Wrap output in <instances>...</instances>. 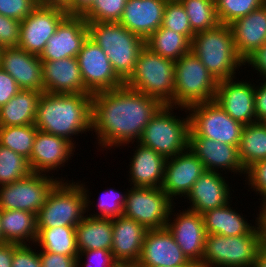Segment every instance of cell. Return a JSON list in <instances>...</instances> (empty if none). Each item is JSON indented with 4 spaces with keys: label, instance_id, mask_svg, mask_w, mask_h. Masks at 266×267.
<instances>
[{
    "label": "cell",
    "instance_id": "obj_60",
    "mask_svg": "<svg viewBox=\"0 0 266 267\" xmlns=\"http://www.w3.org/2000/svg\"><path fill=\"white\" fill-rule=\"evenodd\" d=\"M261 123L266 127V117L261 121Z\"/></svg>",
    "mask_w": 266,
    "mask_h": 267
},
{
    "label": "cell",
    "instance_id": "obj_28",
    "mask_svg": "<svg viewBox=\"0 0 266 267\" xmlns=\"http://www.w3.org/2000/svg\"><path fill=\"white\" fill-rule=\"evenodd\" d=\"M148 229L124 215L113 219V244L111 252L114 260L138 262Z\"/></svg>",
    "mask_w": 266,
    "mask_h": 267
},
{
    "label": "cell",
    "instance_id": "obj_1",
    "mask_svg": "<svg viewBox=\"0 0 266 267\" xmlns=\"http://www.w3.org/2000/svg\"><path fill=\"white\" fill-rule=\"evenodd\" d=\"M161 106L157 99L126 85L93 93L91 132H95L96 145L102 151L134 145Z\"/></svg>",
    "mask_w": 266,
    "mask_h": 267
},
{
    "label": "cell",
    "instance_id": "obj_53",
    "mask_svg": "<svg viewBox=\"0 0 266 267\" xmlns=\"http://www.w3.org/2000/svg\"><path fill=\"white\" fill-rule=\"evenodd\" d=\"M96 0H71L70 15L83 16Z\"/></svg>",
    "mask_w": 266,
    "mask_h": 267
},
{
    "label": "cell",
    "instance_id": "obj_12",
    "mask_svg": "<svg viewBox=\"0 0 266 267\" xmlns=\"http://www.w3.org/2000/svg\"><path fill=\"white\" fill-rule=\"evenodd\" d=\"M129 189L123 215L142 224L147 229L165 228L170 210L176 203L161 187L132 186Z\"/></svg>",
    "mask_w": 266,
    "mask_h": 267
},
{
    "label": "cell",
    "instance_id": "obj_51",
    "mask_svg": "<svg viewBox=\"0 0 266 267\" xmlns=\"http://www.w3.org/2000/svg\"><path fill=\"white\" fill-rule=\"evenodd\" d=\"M262 81L255 84L256 120L260 122L266 117V80Z\"/></svg>",
    "mask_w": 266,
    "mask_h": 267
},
{
    "label": "cell",
    "instance_id": "obj_39",
    "mask_svg": "<svg viewBox=\"0 0 266 267\" xmlns=\"http://www.w3.org/2000/svg\"><path fill=\"white\" fill-rule=\"evenodd\" d=\"M30 173L27 159L0 145V185L19 181Z\"/></svg>",
    "mask_w": 266,
    "mask_h": 267
},
{
    "label": "cell",
    "instance_id": "obj_43",
    "mask_svg": "<svg viewBox=\"0 0 266 267\" xmlns=\"http://www.w3.org/2000/svg\"><path fill=\"white\" fill-rule=\"evenodd\" d=\"M246 180H244L246 185L256 192V194L261 197L258 200H262L260 206L266 205V159L256 162L246 170ZM258 192V193H257Z\"/></svg>",
    "mask_w": 266,
    "mask_h": 267
},
{
    "label": "cell",
    "instance_id": "obj_32",
    "mask_svg": "<svg viewBox=\"0 0 266 267\" xmlns=\"http://www.w3.org/2000/svg\"><path fill=\"white\" fill-rule=\"evenodd\" d=\"M43 92L20 90L0 108V126L34 124L38 100Z\"/></svg>",
    "mask_w": 266,
    "mask_h": 267
},
{
    "label": "cell",
    "instance_id": "obj_25",
    "mask_svg": "<svg viewBox=\"0 0 266 267\" xmlns=\"http://www.w3.org/2000/svg\"><path fill=\"white\" fill-rule=\"evenodd\" d=\"M167 0H127L119 23L146 40L160 26Z\"/></svg>",
    "mask_w": 266,
    "mask_h": 267
},
{
    "label": "cell",
    "instance_id": "obj_2",
    "mask_svg": "<svg viewBox=\"0 0 266 267\" xmlns=\"http://www.w3.org/2000/svg\"><path fill=\"white\" fill-rule=\"evenodd\" d=\"M34 125L39 131L61 136L75 145V136L92 131V94L43 92L37 103Z\"/></svg>",
    "mask_w": 266,
    "mask_h": 267
},
{
    "label": "cell",
    "instance_id": "obj_9",
    "mask_svg": "<svg viewBox=\"0 0 266 267\" xmlns=\"http://www.w3.org/2000/svg\"><path fill=\"white\" fill-rule=\"evenodd\" d=\"M174 75V99L170 106L188 108L215 100L218 82L192 51L175 61Z\"/></svg>",
    "mask_w": 266,
    "mask_h": 267
},
{
    "label": "cell",
    "instance_id": "obj_45",
    "mask_svg": "<svg viewBox=\"0 0 266 267\" xmlns=\"http://www.w3.org/2000/svg\"><path fill=\"white\" fill-rule=\"evenodd\" d=\"M35 248H37L35 243L14 244L12 267H42L39 250Z\"/></svg>",
    "mask_w": 266,
    "mask_h": 267
},
{
    "label": "cell",
    "instance_id": "obj_10",
    "mask_svg": "<svg viewBox=\"0 0 266 267\" xmlns=\"http://www.w3.org/2000/svg\"><path fill=\"white\" fill-rule=\"evenodd\" d=\"M190 116L189 137H204L239 146L244 125L232 119L215 101L184 107Z\"/></svg>",
    "mask_w": 266,
    "mask_h": 267
},
{
    "label": "cell",
    "instance_id": "obj_52",
    "mask_svg": "<svg viewBox=\"0 0 266 267\" xmlns=\"http://www.w3.org/2000/svg\"><path fill=\"white\" fill-rule=\"evenodd\" d=\"M14 243L0 244V267H12Z\"/></svg>",
    "mask_w": 266,
    "mask_h": 267
},
{
    "label": "cell",
    "instance_id": "obj_44",
    "mask_svg": "<svg viewBox=\"0 0 266 267\" xmlns=\"http://www.w3.org/2000/svg\"><path fill=\"white\" fill-rule=\"evenodd\" d=\"M38 5V0H0V14L22 21Z\"/></svg>",
    "mask_w": 266,
    "mask_h": 267
},
{
    "label": "cell",
    "instance_id": "obj_23",
    "mask_svg": "<svg viewBox=\"0 0 266 267\" xmlns=\"http://www.w3.org/2000/svg\"><path fill=\"white\" fill-rule=\"evenodd\" d=\"M223 175L220 172L205 170L185 198L189 200L187 203H190L187 209L203 214L210 209L228 204L232 198V187L226 180L228 176Z\"/></svg>",
    "mask_w": 266,
    "mask_h": 267
},
{
    "label": "cell",
    "instance_id": "obj_26",
    "mask_svg": "<svg viewBox=\"0 0 266 267\" xmlns=\"http://www.w3.org/2000/svg\"><path fill=\"white\" fill-rule=\"evenodd\" d=\"M238 56L244 61L266 44V3L230 24Z\"/></svg>",
    "mask_w": 266,
    "mask_h": 267
},
{
    "label": "cell",
    "instance_id": "obj_29",
    "mask_svg": "<svg viewBox=\"0 0 266 267\" xmlns=\"http://www.w3.org/2000/svg\"><path fill=\"white\" fill-rule=\"evenodd\" d=\"M232 200L228 204L210 209L202 214L206 234L238 236L250 234L259 225V212L255 217V225L248 223L240 210L232 208ZM257 222V223H256Z\"/></svg>",
    "mask_w": 266,
    "mask_h": 267
},
{
    "label": "cell",
    "instance_id": "obj_11",
    "mask_svg": "<svg viewBox=\"0 0 266 267\" xmlns=\"http://www.w3.org/2000/svg\"><path fill=\"white\" fill-rule=\"evenodd\" d=\"M53 177L32 172L19 181L0 185V210H23L37 215L52 188L59 181H66Z\"/></svg>",
    "mask_w": 266,
    "mask_h": 267
},
{
    "label": "cell",
    "instance_id": "obj_40",
    "mask_svg": "<svg viewBox=\"0 0 266 267\" xmlns=\"http://www.w3.org/2000/svg\"><path fill=\"white\" fill-rule=\"evenodd\" d=\"M215 3L220 24L230 25L236 19L260 8L266 0H215Z\"/></svg>",
    "mask_w": 266,
    "mask_h": 267
},
{
    "label": "cell",
    "instance_id": "obj_37",
    "mask_svg": "<svg viewBox=\"0 0 266 267\" xmlns=\"http://www.w3.org/2000/svg\"><path fill=\"white\" fill-rule=\"evenodd\" d=\"M37 131L34 124L0 126V145L29 160Z\"/></svg>",
    "mask_w": 266,
    "mask_h": 267
},
{
    "label": "cell",
    "instance_id": "obj_49",
    "mask_svg": "<svg viewBox=\"0 0 266 267\" xmlns=\"http://www.w3.org/2000/svg\"><path fill=\"white\" fill-rule=\"evenodd\" d=\"M20 90L15 80L6 71L0 68V108Z\"/></svg>",
    "mask_w": 266,
    "mask_h": 267
},
{
    "label": "cell",
    "instance_id": "obj_35",
    "mask_svg": "<svg viewBox=\"0 0 266 267\" xmlns=\"http://www.w3.org/2000/svg\"><path fill=\"white\" fill-rule=\"evenodd\" d=\"M36 246L47 252L78 256L75 227L57 226L52 228L37 229Z\"/></svg>",
    "mask_w": 266,
    "mask_h": 267
},
{
    "label": "cell",
    "instance_id": "obj_54",
    "mask_svg": "<svg viewBox=\"0 0 266 267\" xmlns=\"http://www.w3.org/2000/svg\"><path fill=\"white\" fill-rule=\"evenodd\" d=\"M40 5L55 6L63 8L70 15V2L71 0H38Z\"/></svg>",
    "mask_w": 266,
    "mask_h": 267
},
{
    "label": "cell",
    "instance_id": "obj_58",
    "mask_svg": "<svg viewBox=\"0 0 266 267\" xmlns=\"http://www.w3.org/2000/svg\"><path fill=\"white\" fill-rule=\"evenodd\" d=\"M4 243L3 239V232H2V226H1V210H0V244Z\"/></svg>",
    "mask_w": 266,
    "mask_h": 267
},
{
    "label": "cell",
    "instance_id": "obj_6",
    "mask_svg": "<svg viewBox=\"0 0 266 267\" xmlns=\"http://www.w3.org/2000/svg\"><path fill=\"white\" fill-rule=\"evenodd\" d=\"M262 246L260 224L246 235L207 234L203 257L197 267H253Z\"/></svg>",
    "mask_w": 266,
    "mask_h": 267
},
{
    "label": "cell",
    "instance_id": "obj_36",
    "mask_svg": "<svg viewBox=\"0 0 266 267\" xmlns=\"http://www.w3.org/2000/svg\"><path fill=\"white\" fill-rule=\"evenodd\" d=\"M82 188L84 189L85 195H86V215L89 217H96V218H105V219H114L118 216L123 215L124 205L126 203V197H127V191L120 192L119 190H116L115 188H109L107 187V190L103 191L100 195V198L98 197L97 201V210L93 214H88L90 210V206L93 205V201L90 200L89 196L91 197V192L88 190V186L85 185V182L81 183V181H78ZM92 202V203H91ZM92 204V205H91Z\"/></svg>",
    "mask_w": 266,
    "mask_h": 267
},
{
    "label": "cell",
    "instance_id": "obj_47",
    "mask_svg": "<svg viewBox=\"0 0 266 267\" xmlns=\"http://www.w3.org/2000/svg\"><path fill=\"white\" fill-rule=\"evenodd\" d=\"M21 21L0 14V48L17 47Z\"/></svg>",
    "mask_w": 266,
    "mask_h": 267
},
{
    "label": "cell",
    "instance_id": "obj_24",
    "mask_svg": "<svg viewBox=\"0 0 266 267\" xmlns=\"http://www.w3.org/2000/svg\"><path fill=\"white\" fill-rule=\"evenodd\" d=\"M44 92L52 94H91L84 86L77 57L42 61Z\"/></svg>",
    "mask_w": 266,
    "mask_h": 267
},
{
    "label": "cell",
    "instance_id": "obj_13",
    "mask_svg": "<svg viewBox=\"0 0 266 267\" xmlns=\"http://www.w3.org/2000/svg\"><path fill=\"white\" fill-rule=\"evenodd\" d=\"M77 60L84 86L91 94L125 85L114 71L107 55L89 37L77 54Z\"/></svg>",
    "mask_w": 266,
    "mask_h": 267
},
{
    "label": "cell",
    "instance_id": "obj_33",
    "mask_svg": "<svg viewBox=\"0 0 266 267\" xmlns=\"http://www.w3.org/2000/svg\"><path fill=\"white\" fill-rule=\"evenodd\" d=\"M238 154L245 170L266 159V127L260 121L244 126Z\"/></svg>",
    "mask_w": 266,
    "mask_h": 267
},
{
    "label": "cell",
    "instance_id": "obj_17",
    "mask_svg": "<svg viewBox=\"0 0 266 267\" xmlns=\"http://www.w3.org/2000/svg\"><path fill=\"white\" fill-rule=\"evenodd\" d=\"M205 170L202 162L188 148L173 157L166 158L161 189L173 202L179 197L185 199Z\"/></svg>",
    "mask_w": 266,
    "mask_h": 267
},
{
    "label": "cell",
    "instance_id": "obj_3",
    "mask_svg": "<svg viewBox=\"0 0 266 267\" xmlns=\"http://www.w3.org/2000/svg\"><path fill=\"white\" fill-rule=\"evenodd\" d=\"M192 51L217 82L235 78L244 61L238 56L230 25L197 32L191 40ZM241 67V68H240Z\"/></svg>",
    "mask_w": 266,
    "mask_h": 267
},
{
    "label": "cell",
    "instance_id": "obj_42",
    "mask_svg": "<svg viewBox=\"0 0 266 267\" xmlns=\"http://www.w3.org/2000/svg\"><path fill=\"white\" fill-rule=\"evenodd\" d=\"M127 0H96L83 15L87 22H119Z\"/></svg>",
    "mask_w": 266,
    "mask_h": 267
},
{
    "label": "cell",
    "instance_id": "obj_30",
    "mask_svg": "<svg viewBox=\"0 0 266 267\" xmlns=\"http://www.w3.org/2000/svg\"><path fill=\"white\" fill-rule=\"evenodd\" d=\"M79 252L104 249L111 251L113 244V219L85 216L75 227Z\"/></svg>",
    "mask_w": 266,
    "mask_h": 267
},
{
    "label": "cell",
    "instance_id": "obj_41",
    "mask_svg": "<svg viewBox=\"0 0 266 267\" xmlns=\"http://www.w3.org/2000/svg\"><path fill=\"white\" fill-rule=\"evenodd\" d=\"M162 27L184 35L190 42L195 33L187 16L185 7L178 1H167L163 15Z\"/></svg>",
    "mask_w": 266,
    "mask_h": 267
},
{
    "label": "cell",
    "instance_id": "obj_20",
    "mask_svg": "<svg viewBox=\"0 0 266 267\" xmlns=\"http://www.w3.org/2000/svg\"><path fill=\"white\" fill-rule=\"evenodd\" d=\"M138 264L140 267L196 265L182 252L166 227L148 229Z\"/></svg>",
    "mask_w": 266,
    "mask_h": 267
},
{
    "label": "cell",
    "instance_id": "obj_59",
    "mask_svg": "<svg viewBox=\"0 0 266 267\" xmlns=\"http://www.w3.org/2000/svg\"><path fill=\"white\" fill-rule=\"evenodd\" d=\"M159 267H164V266H159ZM171 267H197V265H179V266H171Z\"/></svg>",
    "mask_w": 266,
    "mask_h": 267
},
{
    "label": "cell",
    "instance_id": "obj_57",
    "mask_svg": "<svg viewBox=\"0 0 266 267\" xmlns=\"http://www.w3.org/2000/svg\"><path fill=\"white\" fill-rule=\"evenodd\" d=\"M111 267H140L136 261L115 260Z\"/></svg>",
    "mask_w": 266,
    "mask_h": 267
},
{
    "label": "cell",
    "instance_id": "obj_18",
    "mask_svg": "<svg viewBox=\"0 0 266 267\" xmlns=\"http://www.w3.org/2000/svg\"><path fill=\"white\" fill-rule=\"evenodd\" d=\"M76 146L66 138L38 130L28 160L31 171L48 175L50 173L51 176L53 170L58 172L60 168L65 167L68 160H71L75 155Z\"/></svg>",
    "mask_w": 266,
    "mask_h": 267
},
{
    "label": "cell",
    "instance_id": "obj_46",
    "mask_svg": "<svg viewBox=\"0 0 266 267\" xmlns=\"http://www.w3.org/2000/svg\"><path fill=\"white\" fill-rule=\"evenodd\" d=\"M82 256H84L83 261L81 260L83 259ZM114 261L115 260L113 258L112 252L109 250H104V249L85 250V251L79 252L78 254L77 267H83V266L84 267H111Z\"/></svg>",
    "mask_w": 266,
    "mask_h": 267
},
{
    "label": "cell",
    "instance_id": "obj_8",
    "mask_svg": "<svg viewBox=\"0 0 266 267\" xmlns=\"http://www.w3.org/2000/svg\"><path fill=\"white\" fill-rule=\"evenodd\" d=\"M59 181L36 215L37 229L76 227L85 217L86 195L78 181ZM72 181V182H71Z\"/></svg>",
    "mask_w": 266,
    "mask_h": 267
},
{
    "label": "cell",
    "instance_id": "obj_55",
    "mask_svg": "<svg viewBox=\"0 0 266 267\" xmlns=\"http://www.w3.org/2000/svg\"><path fill=\"white\" fill-rule=\"evenodd\" d=\"M259 209V224L262 230V242L263 246L266 247V205L261 206Z\"/></svg>",
    "mask_w": 266,
    "mask_h": 267
},
{
    "label": "cell",
    "instance_id": "obj_16",
    "mask_svg": "<svg viewBox=\"0 0 266 267\" xmlns=\"http://www.w3.org/2000/svg\"><path fill=\"white\" fill-rule=\"evenodd\" d=\"M235 79V80H234ZM231 78L217 84L215 102L235 121L245 125L257 122L255 84ZM243 80V81H242Z\"/></svg>",
    "mask_w": 266,
    "mask_h": 267
},
{
    "label": "cell",
    "instance_id": "obj_27",
    "mask_svg": "<svg viewBox=\"0 0 266 267\" xmlns=\"http://www.w3.org/2000/svg\"><path fill=\"white\" fill-rule=\"evenodd\" d=\"M128 170L130 186L161 187L164 179L166 158L151 148L135 142Z\"/></svg>",
    "mask_w": 266,
    "mask_h": 267
},
{
    "label": "cell",
    "instance_id": "obj_19",
    "mask_svg": "<svg viewBox=\"0 0 266 267\" xmlns=\"http://www.w3.org/2000/svg\"><path fill=\"white\" fill-rule=\"evenodd\" d=\"M87 38L88 26L85 18L68 15L50 37L39 58L41 61H54L77 57Z\"/></svg>",
    "mask_w": 266,
    "mask_h": 267
},
{
    "label": "cell",
    "instance_id": "obj_15",
    "mask_svg": "<svg viewBox=\"0 0 266 267\" xmlns=\"http://www.w3.org/2000/svg\"><path fill=\"white\" fill-rule=\"evenodd\" d=\"M175 206L170 210L166 228L187 258L198 265L203 257L207 235L202 214L190 209L175 212Z\"/></svg>",
    "mask_w": 266,
    "mask_h": 267
},
{
    "label": "cell",
    "instance_id": "obj_38",
    "mask_svg": "<svg viewBox=\"0 0 266 267\" xmlns=\"http://www.w3.org/2000/svg\"><path fill=\"white\" fill-rule=\"evenodd\" d=\"M185 7L192 31L216 28L220 22L216 13L215 0H179Z\"/></svg>",
    "mask_w": 266,
    "mask_h": 267
},
{
    "label": "cell",
    "instance_id": "obj_21",
    "mask_svg": "<svg viewBox=\"0 0 266 267\" xmlns=\"http://www.w3.org/2000/svg\"><path fill=\"white\" fill-rule=\"evenodd\" d=\"M0 68L15 80L21 90L44 92L39 55L28 53L20 47L0 48Z\"/></svg>",
    "mask_w": 266,
    "mask_h": 267
},
{
    "label": "cell",
    "instance_id": "obj_31",
    "mask_svg": "<svg viewBox=\"0 0 266 267\" xmlns=\"http://www.w3.org/2000/svg\"><path fill=\"white\" fill-rule=\"evenodd\" d=\"M4 243L34 244L36 242V215L23 210H1ZM28 242V243H27Z\"/></svg>",
    "mask_w": 266,
    "mask_h": 267
},
{
    "label": "cell",
    "instance_id": "obj_5",
    "mask_svg": "<svg viewBox=\"0 0 266 267\" xmlns=\"http://www.w3.org/2000/svg\"><path fill=\"white\" fill-rule=\"evenodd\" d=\"M184 107L162 105L145 126L141 145L170 158L189 148L190 116H176L173 110ZM181 118V119H180Z\"/></svg>",
    "mask_w": 266,
    "mask_h": 267
},
{
    "label": "cell",
    "instance_id": "obj_7",
    "mask_svg": "<svg viewBox=\"0 0 266 267\" xmlns=\"http://www.w3.org/2000/svg\"><path fill=\"white\" fill-rule=\"evenodd\" d=\"M174 66L175 61L164 58L144 46L139 53L135 71L125 85L157 99L162 105H169L174 99Z\"/></svg>",
    "mask_w": 266,
    "mask_h": 267
},
{
    "label": "cell",
    "instance_id": "obj_50",
    "mask_svg": "<svg viewBox=\"0 0 266 267\" xmlns=\"http://www.w3.org/2000/svg\"><path fill=\"white\" fill-rule=\"evenodd\" d=\"M244 65L251 66L254 71L256 70L260 74L259 77L262 76V79L266 80V44L248 56L244 60Z\"/></svg>",
    "mask_w": 266,
    "mask_h": 267
},
{
    "label": "cell",
    "instance_id": "obj_48",
    "mask_svg": "<svg viewBox=\"0 0 266 267\" xmlns=\"http://www.w3.org/2000/svg\"><path fill=\"white\" fill-rule=\"evenodd\" d=\"M42 267H77L78 256H66L39 249Z\"/></svg>",
    "mask_w": 266,
    "mask_h": 267
},
{
    "label": "cell",
    "instance_id": "obj_34",
    "mask_svg": "<svg viewBox=\"0 0 266 267\" xmlns=\"http://www.w3.org/2000/svg\"><path fill=\"white\" fill-rule=\"evenodd\" d=\"M145 46L164 58L177 61L190 51L191 42L184 35L160 26L145 40Z\"/></svg>",
    "mask_w": 266,
    "mask_h": 267
},
{
    "label": "cell",
    "instance_id": "obj_22",
    "mask_svg": "<svg viewBox=\"0 0 266 267\" xmlns=\"http://www.w3.org/2000/svg\"><path fill=\"white\" fill-rule=\"evenodd\" d=\"M189 148L208 171H224V174L231 171V174L234 172L240 176L246 174L239 159L238 147L234 145L204 137H189Z\"/></svg>",
    "mask_w": 266,
    "mask_h": 267
},
{
    "label": "cell",
    "instance_id": "obj_14",
    "mask_svg": "<svg viewBox=\"0 0 266 267\" xmlns=\"http://www.w3.org/2000/svg\"><path fill=\"white\" fill-rule=\"evenodd\" d=\"M68 16L65 9L38 5L20 24L17 47L28 53L40 55L59 24Z\"/></svg>",
    "mask_w": 266,
    "mask_h": 267
},
{
    "label": "cell",
    "instance_id": "obj_4",
    "mask_svg": "<svg viewBox=\"0 0 266 267\" xmlns=\"http://www.w3.org/2000/svg\"><path fill=\"white\" fill-rule=\"evenodd\" d=\"M88 37L107 55L116 74L126 82L135 71L145 40L119 22H87Z\"/></svg>",
    "mask_w": 266,
    "mask_h": 267
},
{
    "label": "cell",
    "instance_id": "obj_56",
    "mask_svg": "<svg viewBox=\"0 0 266 267\" xmlns=\"http://www.w3.org/2000/svg\"><path fill=\"white\" fill-rule=\"evenodd\" d=\"M253 267H266V247L262 246L259 249Z\"/></svg>",
    "mask_w": 266,
    "mask_h": 267
}]
</instances>
